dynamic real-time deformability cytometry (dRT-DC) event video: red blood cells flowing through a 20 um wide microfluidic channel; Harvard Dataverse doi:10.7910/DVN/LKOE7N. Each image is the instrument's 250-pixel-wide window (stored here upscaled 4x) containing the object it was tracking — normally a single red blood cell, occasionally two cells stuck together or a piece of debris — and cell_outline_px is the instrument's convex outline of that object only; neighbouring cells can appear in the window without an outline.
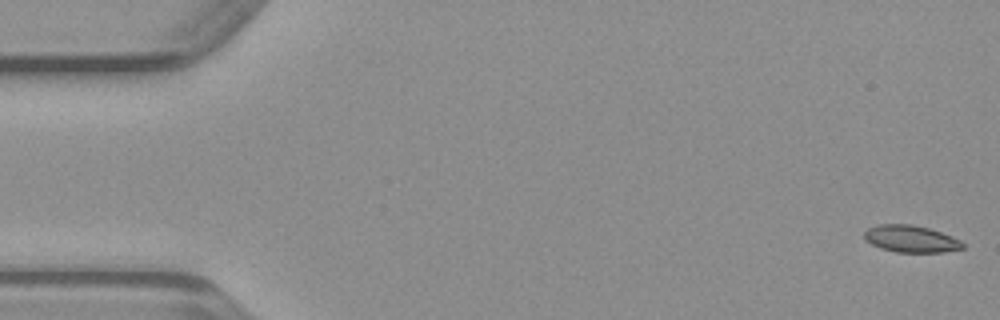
{"species": "common noctule bat (a hibernating species)", "species_latin": "Nyctalus noctula", "temperature_condition": "warm", "stored_images_in_passage": 49, "camera_frame_rate_fps": 3000, "um_per_image_px": 0.085, "animal": {"sex": "male", "body_mass_g": 23.1, "forearm_length_mm": 52.7}, "frame": {"image": 1, "passage_image": 1, "time_ms": 0.0, "image_size_px": [1000, 320], "cell_outline_px": [[964, 248], [944, 252], [896, 252], [880, 248], [864, 240], [864, 232], [868, 228], [880, 224], [912, 224], [928, 228], [952, 236], [960, 240], [964, 244]], "centroid_in_image_um": [77.41, 20.3], "position_along_channel_um": 7.6, "area_um2": 15.49}}
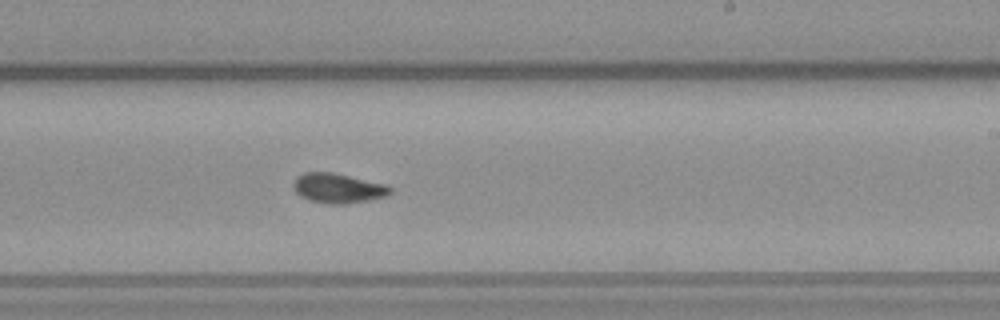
{"frame": {"image": 2, "passage_image": 29, "time_ms": 9.333, "image_size_px": [1000, 320], "cell_outline_px": [[392, 192], [388, 196], [368, 200], [344, 204], [332, 204], [312, 200], [300, 196], [296, 192], [292, 184], [296, 176], [304, 172], [332, 172], [388, 184], [392, 188]], "centroid_in_image_um": [28.76, 15.98], "position_along_channel_um": 260.2, "area_um2": 16.88}}
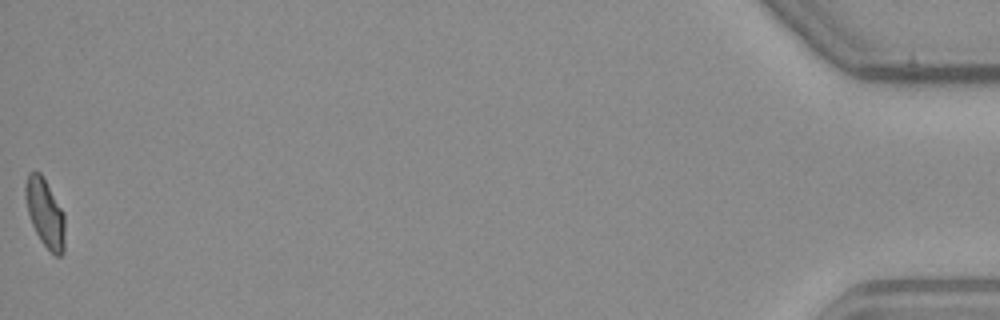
{"frame": {"image": 3, "passage_image": 49, "time_ms": 16.0, "image_size_px": [1000, 320], "cell_outline_px": [[64, 252], [60, 256], [56, 256], [40, 240], [32, 224], [28, 212], [24, 196], [24, 184], [28, 172], [40, 172], [64, 212]], "centroid_in_image_um": [3.81, 18.08], "position_along_channel_um": 431.4, "area_um2": 15.66}}